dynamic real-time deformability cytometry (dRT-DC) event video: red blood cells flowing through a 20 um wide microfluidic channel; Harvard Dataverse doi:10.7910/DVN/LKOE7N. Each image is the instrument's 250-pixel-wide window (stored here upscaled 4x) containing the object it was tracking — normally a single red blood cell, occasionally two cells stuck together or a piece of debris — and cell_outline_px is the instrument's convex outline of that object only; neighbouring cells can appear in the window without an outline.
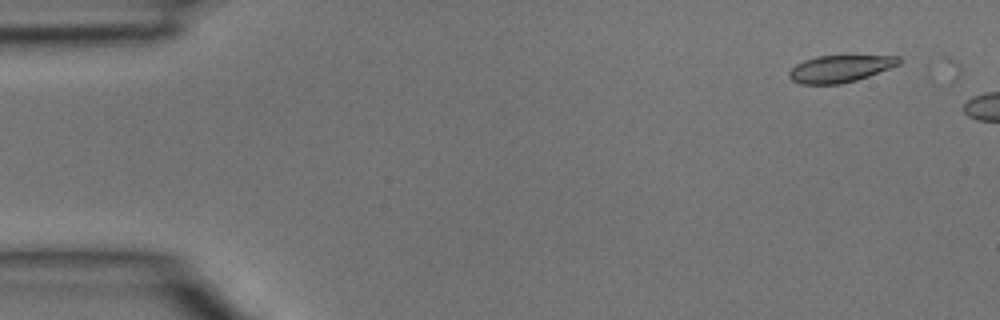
{"species": "common noctule bat (a hibernating species)", "species_latin": "Nyctalus noctula", "temperature_condition": "room temperature", "stored_images_in_passage": 2, "camera_frame_rate_fps": 3000, "um_per_image_px": 0.085, "animal": {"sex": "male", "body_mass_g": 15.6}, "frame": {"image": 1, "passage_image": 1, "time_ms": 0.0, "image_size_px": [1000, 320], "cell_outline_px": [[900, 64], [868, 76], [856, 80], [840, 84], [800, 84], [792, 80], [788, 76], [788, 72], [796, 64], [804, 60], [816, 56], [900, 56]], "centroid_in_image_um": [71.37, 5.84], "position_along_channel_um": 13.6, "area_um2": 17.17}}